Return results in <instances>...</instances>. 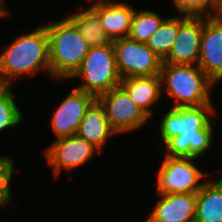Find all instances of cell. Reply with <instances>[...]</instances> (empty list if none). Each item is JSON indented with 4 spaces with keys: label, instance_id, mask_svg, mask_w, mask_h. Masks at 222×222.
Wrapping results in <instances>:
<instances>
[{
    "label": "cell",
    "instance_id": "obj_19",
    "mask_svg": "<svg viewBox=\"0 0 222 222\" xmlns=\"http://www.w3.org/2000/svg\"><path fill=\"white\" fill-rule=\"evenodd\" d=\"M178 35V16L166 18L146 44L164 60Z\"/></svg>",
    "mask_w": 222,
    "mask_h": 222
},
{
    "label": "cell",
    "instance_id": "obj_14",
    "mask_svg": "<svg viewBox=\"0 0 222 222\" xmlns=\"http://www.w3.org/2000/svg\"><path fill=\"white\" fill-rule=\"evenodd\" d=\"M145 222H194L196 193L159 194Z\"/></svg>",
    "mask_w": 222,
    "mask_h": 222
},
{
    "label": "cell",
    "instance_id": "obj_3",
    "mask_svg": "<svg viewBox=\"0 0 222 222\" xmlns=\"http://www.w3.org/2000/svg\"><path fill=\"white\" fill-rule=\"evenodd\" d=\"M49 36L51 77L70 79L81 66L89 46L74 23L65 17L45 25Z\"/></svg>",
    "mask_w": 222,
    "mask_h": 222
},
{
    "label": "cell",
    "instance_id": "obj_21",
    "mask_svg": "<svg viewBox=\"0 0 222 222\" xmlns=\"http://www.w3.org/2000/svg\"><path fill=\"white\" fill-rule=\"evenodd\" d=\"M173 3L180 15L213 17L222 14V0H173Z\"/></svg>",
    "mask_w": 222,
    "mask_h": 222
},
{
    "label": "cell",
    "instance_id": "obj_4",
    "mask_svg": "<svg viewBox=\"0 0 222 222\" xmlns=\"http://www.w3.org/2000/svg\"><path fill=\"white\" fill-rule=\"evenodd\" d=\"M160 78L162 90L175 100L173 107L213 104L209 91L215 83L198 65L163 63Z\"/></svg>",
    "mask_w": 222,
    "mask_h": 222
},
{
    "label": "cell",
    "instance_id": "obj_23",
    "mask_svg": "<svg viewBox=\"0 0 222 222\" xmlns=\"http://www.w3.org/2000/svg\"><path fill=\"white\" fill-rule=\"evenodd\" d=\"M14 161L7 156H0V206L11 200L10 181L14 172Z\"/></svg>",
    "mask_w": 222,
    "mask_h": 222
},
{
    "label": "cell",
    "instance_id": "obj_22",
    "mask_svg": "<svg viewBox=\"0 0 222 222\" xmlns=\"http://www.w3.org/2000/svg\"><path fill=\"white\" fill-rule=\"evenodd\" d=\"M23 119V113L14 100L11 85H8L0 93V131L2 132L10 127L18 126Z\"/></svg>",
    "mask_w": 222,
    "mask_h": 222
},
{
    "label": "cell",
    "instance_id": "obj_12",
    "mask_svg": "<svg viewBox=\"0 0 222 222\" xmlns=\"http://www.w3.org/2000/svg\"><path fill=\"white\" fill-rule=\"evenodd\" d=\"M96 99L95 96L76 88L69 93L51 118V127L57 137L76 134L87 109Z\"/></svg>",
    "mask_w": 222,
    "mask_h": 222
},
{
    "label": "cell",
    "instance_id": "obj_2",
    "mask_svg": "<svg viewBox=\"0 0 222 222\" xmlns=\"http://www.w3.org/2000/svg\"><path fill=\"white\" fill-rule=\"evenodd\" d=\"M43 70L51 75L49 36L44 25L16 36L0 54V78L7 85L17 77L34 75Z\"/></svg>",
    "mask_w": 222,
    "mask_h": 222
},
{
    "label": "cell",
    "instance_id": "obj_7",
    "mask_svg": "<svg viewBox=\"0 0 222 222\" xmlns=\"http://www.w3.org/2000/svg\"><path fill=\"white\" fill-rule=\"evenodd\" d=\"M190 158L165 156L157 175L158 194L197 193L204 182H199L208 173L199 170Z\"/></svg>",
    "mask_w": 222,
    "mask_h": 222
},
{
    "label": "cell",
    "instance_id": "obj_24",
    "mask_svg": "<svg viewBox=\"0 0 222 222\" xmlns=\"http://www.w3.org/2000/svg\"><path fill=\"white\" fill-rule=\"evenodd\" d=\"M3 3H4L3 0H0V19H2V17L7 15L8 13V10L6 9Z\"/></svg>",
    "mask_w": 222,
    "mask_h": 222
},
{
    "label": "cell",
    "instance_id": "obj_11",
    "mask_svg": "<svg viewBox=\"0 0 222 222\" xmlns=\"http://www.w3.org/2000/svg\"><path fill=\"white\" fill-rule=\"evenodd\" d=\"M197 65L215 84L222 80V14L204 17Z\"/></svg>",
    "mask_w": 222,
    "mask_h": 222
},
{
    "label": "cell",
    "instance_id": "obj_8",
    "mask_svg": "<svg viewBox=\"0 0 222 222\" xmlns=\"http://www.w3.org/2000/svg\"><path fill=\"white\" fill-rule=\"evenodd\" d=\"M97 99L104 106L108 122L118 134L136 130L150 118L134 103L121 85L110 89Z\"/></svg>",
    "mask_w": 222,
    "mask_h": 222
},
{
    "label": "cell",
    "instance_id": "obj_6",
    "mask_svg": "<svg viewBox=\"0 0 222 222\" xmlns=\"http://www.w3.org/2000/svg\"><path fill=\"white\" fill-rule=\"evenodd\" d=\"M113 46L122 79L160 75L163 60L146 43L124 37L113 41Z\"/></svg>",
    "mask_w": 222,
    "mask_h": 222
},
{
    "label": "cell",
    "instance_id": "obj_15",
    "mask_svg": "<svg viewBox=\"0 0 222 222\" xmlns=\"http://www.w3.org/2000/svg\"><path fill=\"white\" fill-rule=\"evenodd\" d=\"M76 134L96 147L100 153L109 140L107 138L117 134L108 122L104 106L98 99L87 109Z\"/></svg>",
    "mask_w": 222,
    "mask_h": 222
},
{
    "label": "cell",
    "instance_id": "obj_1",
    "mask_svg": "<svg viewBox=\"0 0 222 222\" xmlns=\"http://www.w3.org/2000/svg\"><path fill=\"white\" fill-rule=\"evenodd\" d=\"M214 105L172 107L159 126L160 138L166 155L171 158H199L213 142L210 114ZM209 114V115H208Z\"/></svg>",
    "mask_w": 222,
    "mask_h": 222
},
{
    "label": "cell",
    "instance_id": "obj_13",
    "mask_svg": "<svg viewBox=\"0 0 222 222\" xmlns=\"http://www.w3.org/2000/svg\"><path fill=\"white\" fill-rule=\"evenodd\" d=\"M89 7L99 16L102 28L112 42L128 37L135 12L130 5L115 0H97Z\"/></svg>",
    "mask_w": 222,
    "mask_h": 222
},
{
    "label": "cell",
    "instance_id": "obj_17",
    "mask_svg": "<svg viewBox=\"0 0 222 222\" xmlns=\"http://www.w3.org/2000/svg\"><path fill=\"white\" fill-rule=\"evenodd\" d=\"M194 222H222V173L217 181H205L196 193Z\"/></svg>",
    "mask_w": 222,
    "mask_h": 222
},
{
    "label": "cell",
    "instance_id": "obj_18",
    "mask_svg": "<svg viewBox=\"0 0 222 222\" xmlns=\"http://www.w3.org/2000/svg\"><path fill=\"white\" fill-rule=\"evenodd\" d=\"M79 30L89 47L111 44L112 41L102 28L99 16L89 7L68 17Z\"/></svg>",
    "mask_w": 222,
    "mask_h": 222
},
{
    "label": "cell",
    "instance_id": "obj_9",
    "mask_svg": "<svg viewBox=\"0 0 222 222\" xmlns=\"http://www.w3.org/2000/svg\"><path fill=\"white\" fill-rule=\"evenodd\" d=\"M100 151L82 137L74 134L68 137L57 138L44 150L47 164L54 168L55 176L61 170H71L86 164L94 153Z\"/></svg>",
    "mask_w": 222,
    "mask_h": 222
},
{
    "label": "cell",
    "instance_id": "obj_20",
    "mask_svg": "<svg viewBox=\"0 0 222 222\" xmlns=\"http://www.w3.org/2000/svg\"><path fill=\"white\" fill-rule=\"evenodd\" d=\"M165 19L154 11L135 10L128 37L141 43H146Z\"/></svg>",
    "mask_w": 222,
    "mask_h": 222
},
{
    "label": "cell",
    "instance_id": "obj_16",
    "mask_svg": "<svg viewBox=\"0 0 222 222\" xmlns=\"http://www.w3.org/2000/svg\"><path fill=\"white\" fill-rule=\"evenodd\" d=\"M120 85L127 91L136 105L151 118V106L161 97L162 84L160 75L128 77L122 79Z\"/></svg>",
    "mask_w": 222,
    "mask_h": 222
},
{
    "label": "cell",
    "instance_id": "obj_25",
    "mask_svg": "<svg viewBox=\"0 0 222 222\" xmlns=\"http://www.w3.org/2000/svg\"><path fill=\"white\" fill-rule=\"evenodd\" d=\"M8 85L0 78V93L7 87Z\"/></svg>",
    "mask_w": 222,
    "mask_h": 222
},
{
    "label": "cell",
    "instance_id": "obj_10",
    "mask_svg": "<svg viewBox=\"0 0 222 222\" xmlns=\"http://www.w3.org/2000/svg\"><path fill=\"white\" fill-rule=\"evenodd\" d=\"M204 16H178V35L163 63L197 65L203 33Z\"/></svg>",
    "mask_w": 222,
    "mask_h": 222
},
{
    "label": "cell",
    "instance_id": "obj_5",
    "mask_svg": "<svg viewBox=\"0 0 222 222\" xmlns=\"http://www.w3.org/2000/svg\"><path fill=\"white\" fill-rule=\"evenodd\" d=\"M76 77L84 80V83L76 89L96 98L119 86L122 78L117 69L113 42L103 46L89 47L81 66L71 79Z\"/></svg>",
    "mask_w": 222,
    "mask_h": 222
}]
</instances>
